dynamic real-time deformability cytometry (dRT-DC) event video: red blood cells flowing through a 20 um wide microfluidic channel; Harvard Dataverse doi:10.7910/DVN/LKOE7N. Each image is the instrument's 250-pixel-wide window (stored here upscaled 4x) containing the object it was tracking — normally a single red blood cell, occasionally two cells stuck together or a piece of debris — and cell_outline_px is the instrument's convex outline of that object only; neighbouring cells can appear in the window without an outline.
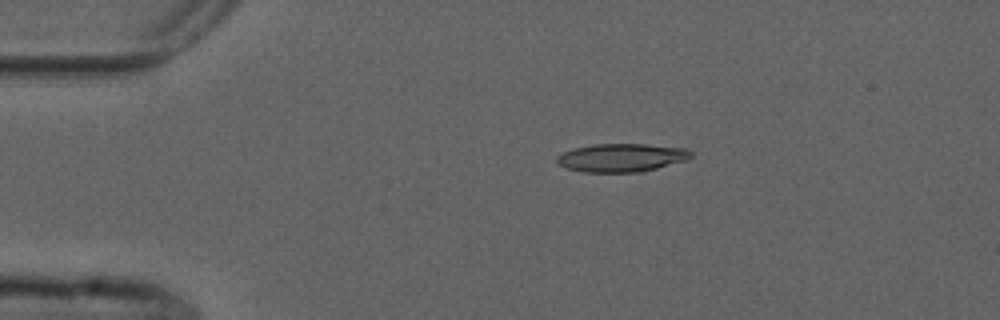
{"species": "common noctule bat (a hibernating species)", "species_latin": "Nyctalus noctula", "temperature_condition": "cold", "stored_images_in_passage": 3, "camera_frame_rate_fps": 3000, "um_per_image_px": 0.085, "animal": {"sex": "male", "forearm_length_mm": 52.5}, "frame": {"image": 1, "passage_image": 1, "time_ms": 0.0, "image_size_px": [1000, 320], "cell_outline_px": [[692, 156], [688, 160], [644, 172], [584, 172], [564, 168], [556, 164], [556, 156], [572, 148], [592, 144], [648, 144], [688, 148], [692, 152]], "centroid_in_image_um": [52.84, 13.4], "position_along_channel_um": 32.2, "area_um2": 22.6}}
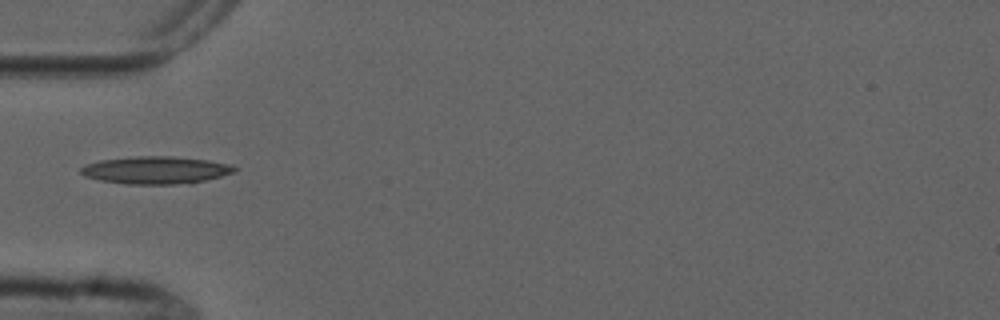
{"frame": {"image": 2, "passage_image": 3, "time_ms": 2.333, "image_size_px": [1000, 320], "cell_outline_px": [[236, 172], [192, 184], [128, 184], [100, 180], [84, 176], [80, 172], [80, 168], [84, 164], [100, 160], [136, 156], [172, 156], [208, 160], [232, 164], [236, 168]], "centroid_in_image_um": [13.27, 14.46], "position_along_channel_um": 71.7, "area_um2": 24.91}}